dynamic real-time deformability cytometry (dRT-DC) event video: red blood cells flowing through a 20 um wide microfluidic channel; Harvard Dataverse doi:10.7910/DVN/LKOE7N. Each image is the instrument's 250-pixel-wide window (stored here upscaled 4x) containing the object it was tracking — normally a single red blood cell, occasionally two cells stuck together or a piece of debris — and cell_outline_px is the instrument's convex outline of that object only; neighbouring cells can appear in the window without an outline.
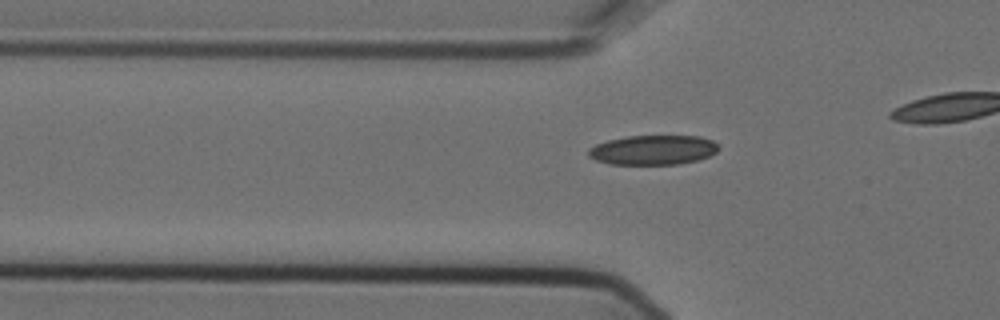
{"species": "Egyptian fruit bat (a non-hibernating species)", "species_latin": "Rousettus aegyptiacus", "temperature_condition": "cold", "stored_images_in_passage": 33, "camera_frame_rate_fps": 3000, "um_per_image_px": 0.085, "animal": {"sex": "female"}, "frame": {"image": 1, "passage_image": 6, "time_ms": 1.667, "image_size_px": [1000, 320], "cell_outline_px": [[720, 148], [716, 152], [708, 156], [696, 160], [680, 164], [608, 164], [596, 160], [588, 156], [588, 148], [596, 144], [608, 140], [628, 136], [700, 136], [712, 140]], "centroid_in_image_um": [55.49, 12.74], "position_along_channel_um": 70.3, "area_um2": 22.43}}
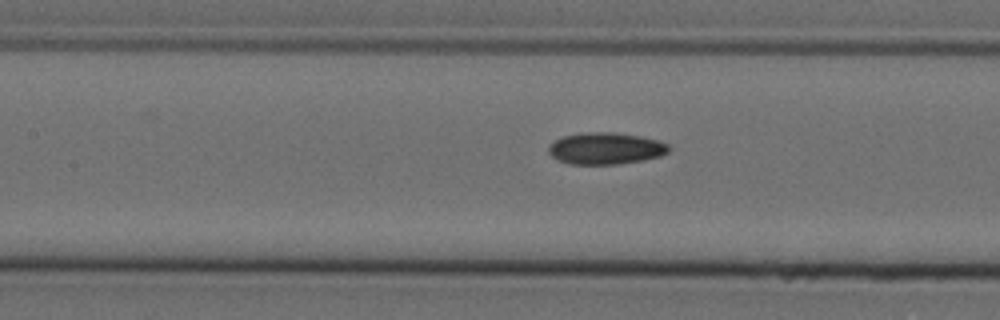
{"frame": {"image": 2, "passage_image": 13, "time_ms": 4.0, "image_size_px": [1000, 320], "cell_outline_px": [[668, 152], [660, 156], [644, 160], [616, 164], [568, 164], [552, 156], [548, 152], [548, 144], [564, 136], [584, 132], [612, 132], [640, 136], [656, 140], [668, 144]], "centroid_in_image_um": [51.45, 12.61], "position_along_channel_um": 155.9, "area_um2": 22.14}}
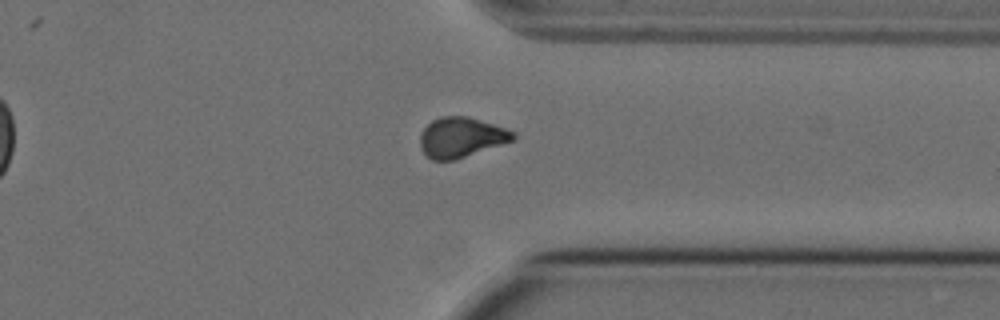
{"frame": {"image": 3, "passage_image": 31, "time_ms": 10.0, "image_size_px": [1000, 320], "cell_outline_px": [[516, 140], [456, 160], [432, 160], [424, 152], [420, 144], [420, 132], [432, 120], [440, 116], [468, 116], [516, 132]], "centroid_in_image_um": [39.22, 11.68], "position_along_channel_um": 372.2, "area_um2": 21.85}}